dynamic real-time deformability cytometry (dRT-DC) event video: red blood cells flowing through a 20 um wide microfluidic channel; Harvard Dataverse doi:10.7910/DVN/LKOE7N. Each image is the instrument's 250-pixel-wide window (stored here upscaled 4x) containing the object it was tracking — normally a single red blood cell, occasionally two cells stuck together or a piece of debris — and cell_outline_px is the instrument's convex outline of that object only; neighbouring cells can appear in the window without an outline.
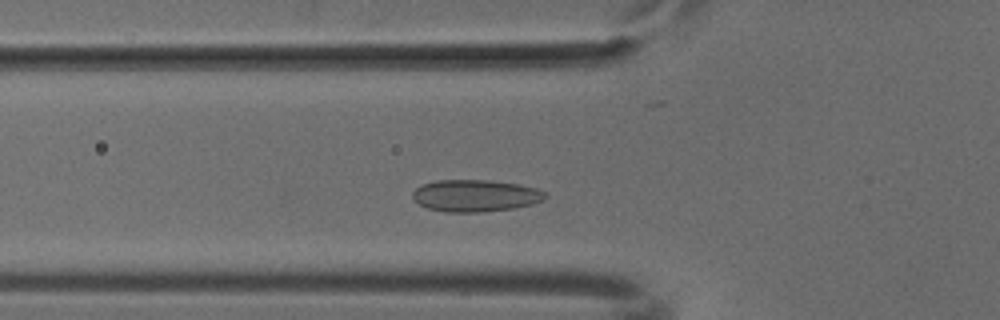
{"species": "common noctule bat (a hibernating species)", "species_latin": "Nyctalus noctula", "temperature_condition": "cold", "stored_images_in_passage": 44, "camera_frame_rate_fps": 3000, "um_per_image_px": 0.085, "animal": {"sex": "male", "body_mass_g": 18.8}, "frame": {"image": 1, "passage_image": 10, "time_ms": 3.0, "image_size_px": [1000, 320], "cell_outline_px": [[548, 196], [544, 200], [532, 204], [512, 208], [480, 212], [444, 212], [428, 208], [420, 204], [412, 196], [412, 192], [420, 184], [436, 180], [488, 180], [520, 184], [536, 188], [548, 192]], "centroid_in_image_um": [40.43, 16.62], "position_along_channel_um": 85.4, "area_um2": 24.85}}
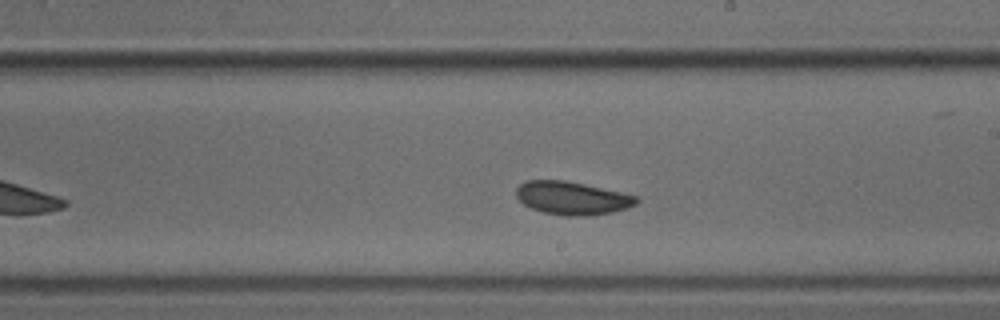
{"frame": {"image": 2, "passage_image": 22, "time_ms": 7.0, "image_size_px": [1000, 320], "cell_outline_px": [[640, 200], [636, 204], [628, 208], [612, 212], [584, 216], [564, 216], [544, 212], [532, 208], [524, 204], [516, 196], [516, 188], [524, 180], [564, 180], [584, 184], [620, 192], [636, 196]], "centroid_in_image_um": [48.62, 16.83], "position_along_channel_um": 240.4, "area_um2": 23.12}}
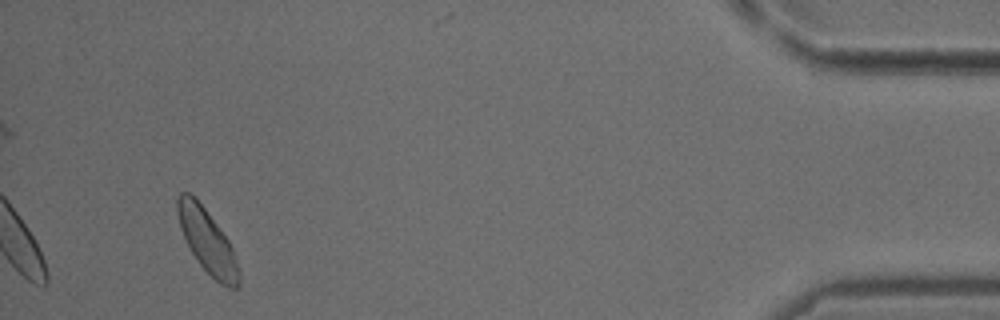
{"frame": {"image": 3, "passage_image": 41, "time_ms": 13.333, "image_size_px": [1000, 320], "cell_outline_px": [[240, 284], [236, 288], [228, 288], [220, 284], [200, 264], [192, 252], [180, 228], [176, 208], [176, 196], [180, 192], [188, 192], [204, 208], [228, 240], [232, 248], [240, 272]], "centroid_in_image_um": [17.62, 20.51], "position_along_channel_um": 417.6, "area_um2": 22.31}}